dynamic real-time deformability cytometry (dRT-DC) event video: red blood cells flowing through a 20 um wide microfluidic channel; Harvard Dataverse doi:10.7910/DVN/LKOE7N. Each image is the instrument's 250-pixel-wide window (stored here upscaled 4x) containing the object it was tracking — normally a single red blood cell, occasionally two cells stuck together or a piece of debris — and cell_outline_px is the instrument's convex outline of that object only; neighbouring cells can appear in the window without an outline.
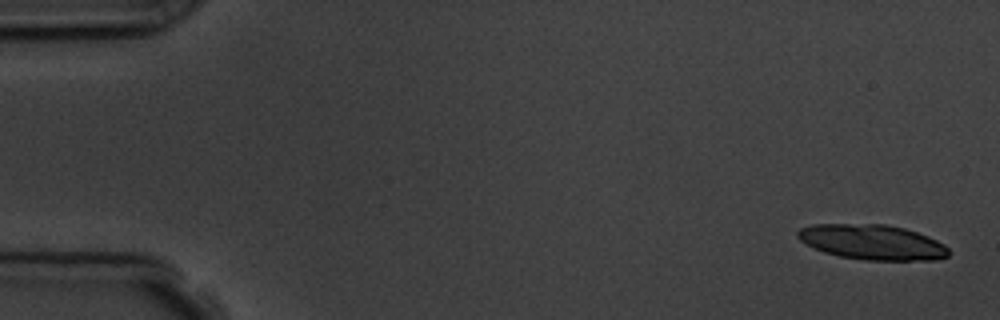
{"species": "common noctule bat (a hibernating species)", "species_latin": "Nyctalus noctula", "temperature_condition": "room temperature", "stored_images_in_passage": 5, "camera_frame_rate_fps": 3000, "um_per_image_px": 0.085, "animal": {"sex": "male", "body_mass_g": 19.5, "forearm_length_mm": 54.6}, "frame": {"image": 1, "passage_image": 1, "time_ms": 0.0, "image_size_px": [1000, 320], "cell_outline_px": [[948, 256], [936, 260], [864, 260], [840, 256], [824, 252], [800, 240], [796, 236], [796, 232], [800, 228], [812, 224], [884, 224], [904, 228], [928, 236], [944, 244], [948, 248]], "centroid_in_image_um": [74.14, 20.58], "position_along_channel_um": 10.9, "area_um2": 30.75}}